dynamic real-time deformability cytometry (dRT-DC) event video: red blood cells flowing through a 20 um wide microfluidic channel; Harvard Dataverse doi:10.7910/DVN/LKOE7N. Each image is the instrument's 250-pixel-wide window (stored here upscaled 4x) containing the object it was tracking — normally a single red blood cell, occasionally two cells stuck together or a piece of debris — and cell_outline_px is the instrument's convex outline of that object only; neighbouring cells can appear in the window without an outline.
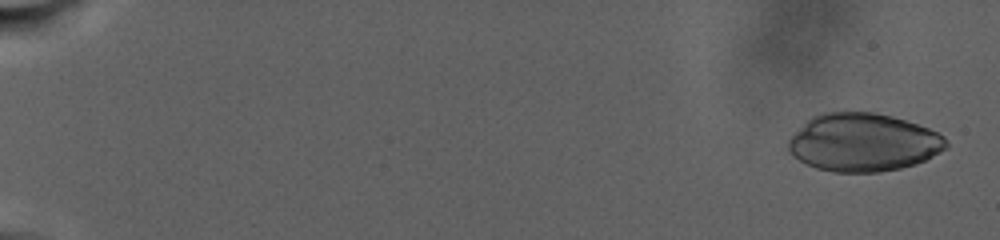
{"species": "human", "species_latin": "Homo sapiens", "temperature_condition": "warm", "stored_images_in_passage": 34, "camera_frame_rate_fps": 3000, "um_per_image_px": 0.085, "donor": {"sex": "male"}, "frame": {"image": 1, "passage_image": 3, "time_ms": 1.0, "image_size_px": [1000, 240], "cell_outline_px": [[948, 144], [944, 148], [932, 156], [916, 164], [900, 168], [880, 172], [832, 172], [816, 168], [792, 156], [788, 148], [788, 140], [812, 116], [824, 112], [876, 112], [892, 116], [928, 128], [944, 136], [948, 140]], "centroid_in_image_um": [73.37, 12.11], "position_along_channel_um": 11.6, "area_um2": 53.12}}
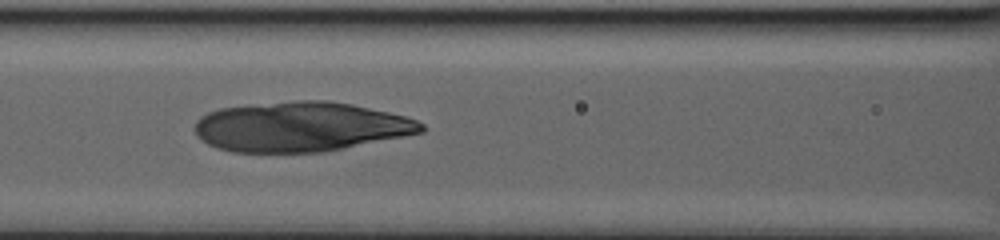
{"frame": {"image": 2, "passage_image": 28, "time_ms": 15.0, "image_size_px": [1000, 240], "cell_outline_px": [[424, 132], [324, 152], [232, 152], [216, 148], [200, 140], [196, 136], [192, 128], [196, 120], [200, 116], [208, 112], [220, 108], [296, 100], [328, 100], [352, 104], [388, 112], [404, 116], [416, 120], [424, 124]], "centroid_in_image_um": [25.5, 10.78], "position_along_channel_um": 141.1, "area_um2": 65.83}}
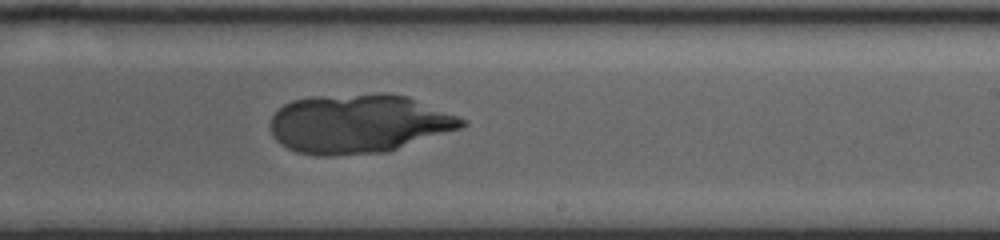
{"frame": {"image": 3, "passage_image": 34, "time_ms": 20.0, "image_size_px": [1000, 240], "cell_outline_px": [[468, 124], [460, 128], [388, 152], [332, 156], [316, 156], [296, 152], [280, 144], [276, 140], [272, 132], [272, 116], [284, 104], [292, 100], [312, 96], [376, 92], [384, 92], [408, 96], [468, 120]], "centroid_in_image_um": [30.49, 10.5], "position_along_channel_um": 258.5, "area_um2": 66.35}}